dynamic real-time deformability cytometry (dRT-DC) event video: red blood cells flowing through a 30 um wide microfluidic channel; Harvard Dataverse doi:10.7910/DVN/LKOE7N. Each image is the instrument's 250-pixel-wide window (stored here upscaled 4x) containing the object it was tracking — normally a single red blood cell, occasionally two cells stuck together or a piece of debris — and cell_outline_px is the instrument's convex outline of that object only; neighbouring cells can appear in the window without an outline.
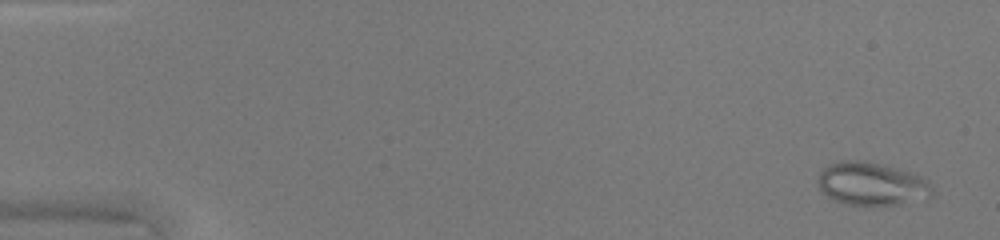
{"species": "common noctule bat (a hibernating species)", "species_latin": "Nyctalus noctula", "temperature_condition": "warm", "stored_images_in_passage": 49, "camera_frame_rate_fps": 3000, "um_per_image_px": 0.085, "animal": {"sex": "female", "body_mass_g": 20.0, "forearm_length_mm": 54.0}, "frame": {"image": 1, "passage_image": 3, "time_ms": 0.667, "image_size_px": [1000, 240], "cell_outline_px": [[932, 196], [928, 200], [900, 204], [848, 204], [832, 200], [820, 192], [820, 172], [828, 164], [844, 160], [864, 160], [900, 168], [912, 172], [928, 180], [932, 188]], "centroid_in_image_um": [74.15, 15.62], "position_along_channel_um": 10.9, "area_um2": 28.96}}
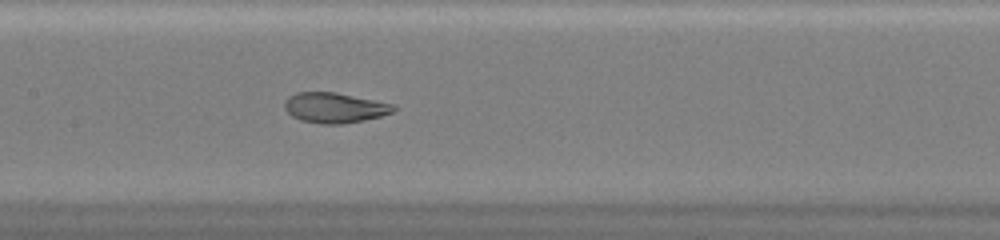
{"frame": {"image": 2, "passage_image": 25, "time_ms": 8.0, "image_size_px": [1000, 240], "cell_outline_px": [[396, 108], [392, 112], [380, 116], [364, 120], [340, 124], [320, 124], [300, 120], [292, 116], [284, 108], [284, 100], [288, 96], [296, 92], [336, 92], [396, 104]], "centroid_in_image_um": [28.43, 9.15], "position_along_channel_um": 179.0, "area_um2": 19.36}}
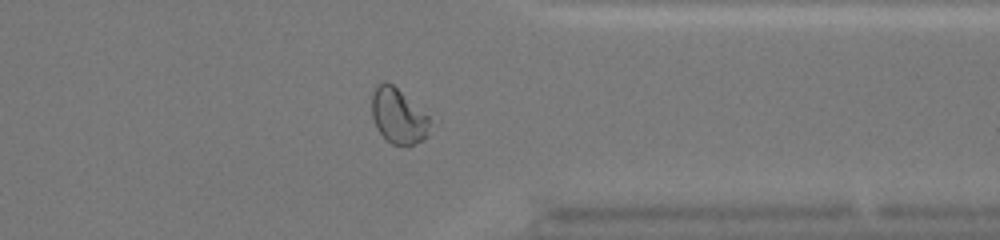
{"frame": {"image": 3, "passage_image": 39, "time_ms": 12.667, "image_size_px": [1000, 240], "cell_outline_px": [[440, 120], [428, 136], [424, 140], [412, 144], [392, 144], [376, 128], [372, 116], [372, 92], [376, 84], [384, 80], [392, 84]], "centroid_in_image_um": [34.02, 9.84], "position_along_channel_um": 377.4, "area_um2": 20.06}, "authors_computed_cell_mechanics": {"area_um2": 22.542, "velocity_mm_per_s": 4.3373, "shape_relaxation_time_tau1_ms": null, "shape_relaxation_time_tau2_ms": 0.6309, "deformation_change_tau1": null, "deformation_change_tau2": 0.0642}}